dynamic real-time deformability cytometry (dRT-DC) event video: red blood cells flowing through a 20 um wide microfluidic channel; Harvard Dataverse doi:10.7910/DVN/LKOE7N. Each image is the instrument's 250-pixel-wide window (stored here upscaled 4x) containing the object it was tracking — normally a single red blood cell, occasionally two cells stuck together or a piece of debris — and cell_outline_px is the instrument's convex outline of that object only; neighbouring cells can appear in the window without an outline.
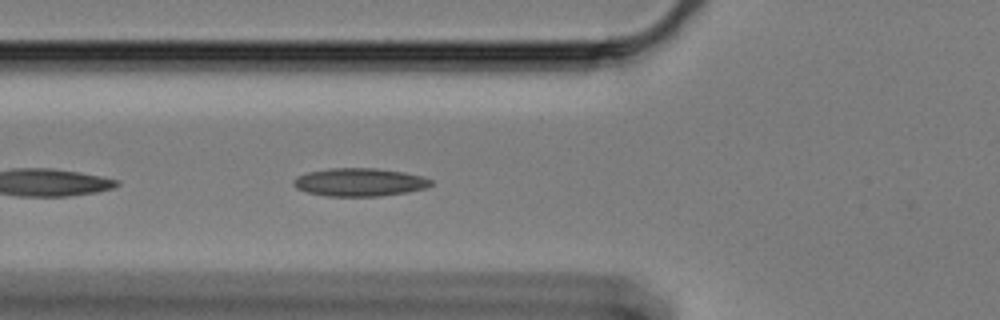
{"species": "Egyptian fruit bat (a non-hibernating species)", "species_latin": "Rousettus aegyptiacus", "temperature_condition": "cold", "stored_images_in_passage": 16, "camera_frame_rate_fps": 3000, "um_per_image_px": 0.085, "animal": {"sex": "female"}, "frame": {"image": 1, "passage_image": 5, "time_ms": 1.333, "image_size_px": [1000, 320], "cell_outline_px": [[432, 184], [424, 188], [408, 192], [380, 196], [328, 196], [308, 192], [296, 188], [292, 184], [292, 180], [296, 176], [308, 172], [328, 168], [376, 168], [404, 172], [424, 176], [432, 180]], "centroid_in_image_um": [30.55, 15.48], "position_along_channel_um": 95.3, "area_um2": 22.6}}
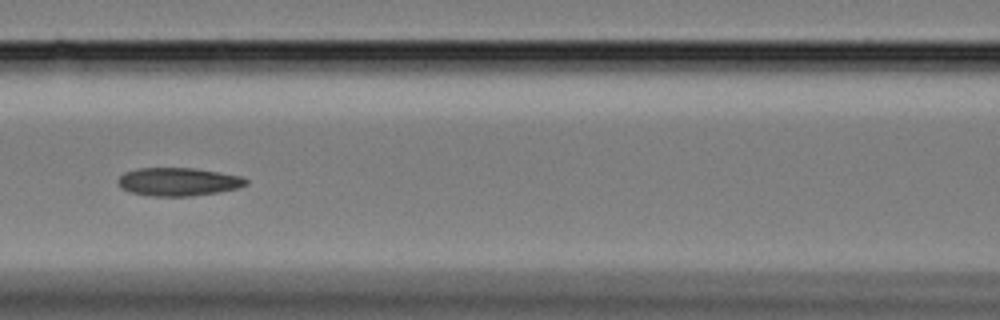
{"frame": {"image": 2, "passage_image": 10, "time_ms": 3.0, "image_size_px": [1000, 320], "cell_outline_px": [[248, 184], [236, 188], [216, 192], [192, 196], [148, 196], [128, 192], [120, 188], [116, 180], [124, 172], [136, 168], [192, 168], [240, 176], [248, 180]], "centroid_in_image_um": [15.07, 15.45], "position_along_channel_um": 151.5, "area_um2": 21.04}}
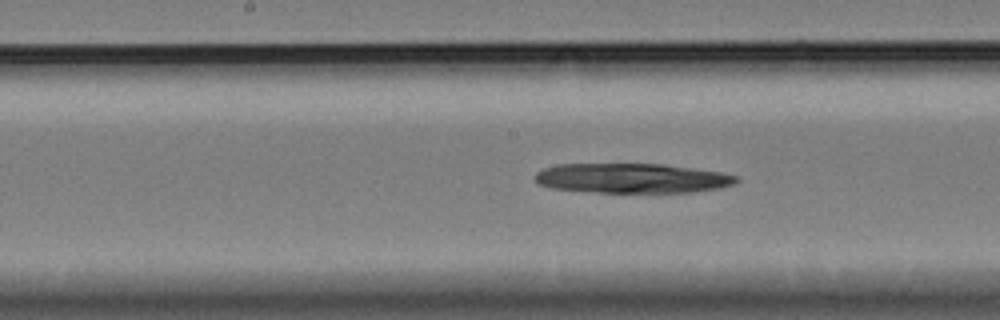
{"frame": {"image": 3, "passage_image": 16, "time_ms": 5.0, "image_size_px": [1000, 320], "cell_outline_px": [[740, 180], [732, 184], [720, 188], [692, 192], [596, 192], [552, 188], [536, 184], [532, 176], [536, 172], [544, 168], [560, 164], [664, 164], [720, 172], [740, 176]], "centroid_in_image_um": [53.69, 15.15], "position_along_channel_um": 194.5, "area_um2": 34.97}}